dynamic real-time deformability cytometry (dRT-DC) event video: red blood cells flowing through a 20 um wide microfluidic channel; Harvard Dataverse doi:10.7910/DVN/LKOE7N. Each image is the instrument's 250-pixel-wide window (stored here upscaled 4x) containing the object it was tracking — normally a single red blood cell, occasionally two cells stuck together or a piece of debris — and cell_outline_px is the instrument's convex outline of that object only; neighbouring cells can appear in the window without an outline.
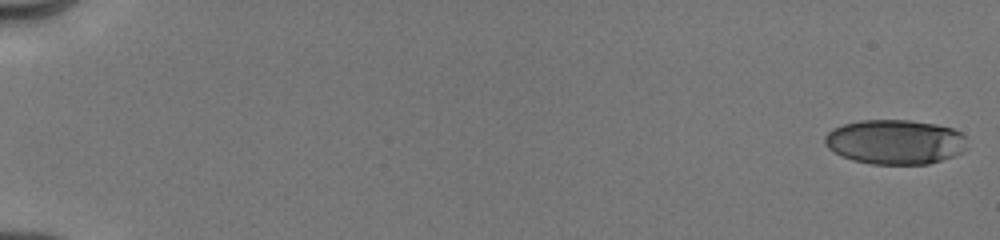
{"species": "human", "species_latin": "Homo sapiens", "temperature_condition": "cold", "stored_images_in_passage": 12, "camera_frame_rate_fps": 3000, "um_per_image_px": 0.085, "donor": {"sex": "male"}, "frame": {"image": 1, "passage_image": 1, "time_ms": 0.0, "image_size_px": [1000, 240], "cell_outline_px": [[968, 148], [952, 156], [928, 164], [872, 164], [852, 160], [840, 156], [828, 148], [824, 144], [824, 136], [832, 128], [844, 124], [860, 120], [908, 120], [936, 124], [952, 128], [960, 132], [964, 136]], "centroid_in_image_um": [76.05, 12.06], "position_along_channel_um": 9.0, "area_um2": 37.17}}
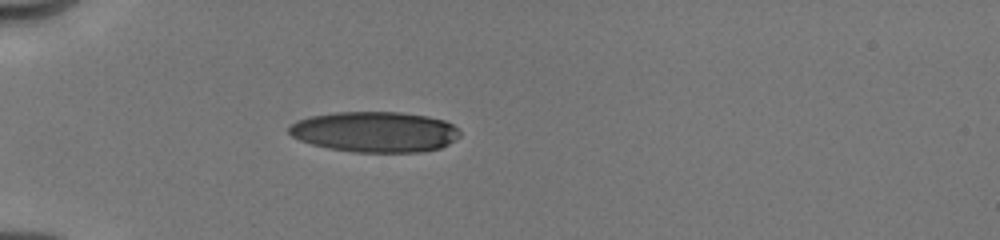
{"frame": {"image": 2, "passage_image": 12, "time_ms": 5.333, "image_size_px": [1000, 240], "cell_outline_px": [[460, 136], [448, 144], [440, 148], [420, 152], [356, 152], [328, 148], [312, 144], [300, 140], [292, 136], [288, 132], [288, 128], [296, 120], [312, 116], [336, 112], [400, 112], [428, 116], [444, 120], [452, 124], [460, 132]], "centroid_in_image_um": [31.87, 11.2], "position_along_channel_um": 53.1, "area_um2": 40.4}}